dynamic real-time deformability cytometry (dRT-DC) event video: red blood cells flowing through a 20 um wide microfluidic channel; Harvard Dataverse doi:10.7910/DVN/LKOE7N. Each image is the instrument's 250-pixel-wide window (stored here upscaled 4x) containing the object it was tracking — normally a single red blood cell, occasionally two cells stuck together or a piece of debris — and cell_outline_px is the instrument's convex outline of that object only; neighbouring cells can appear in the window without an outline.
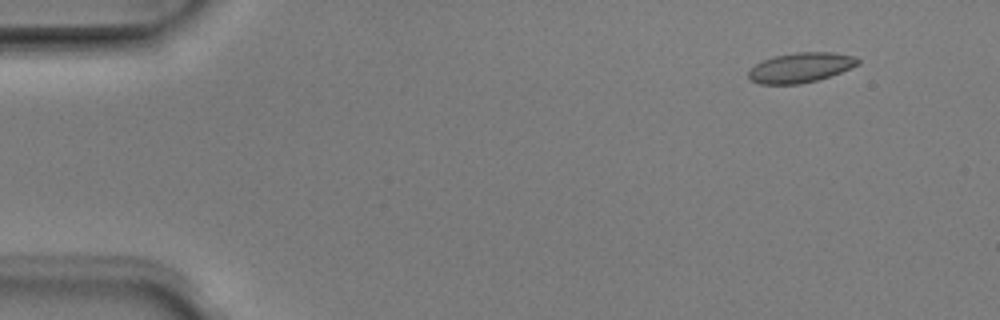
{"species": "Egyptian fruit bat (a non-hibernating species)", "species_latin": "Rousettus aegyptiacus", "temperature_condition": "room temperature", "stored_images_in_passage": 6, "segment_of_instrument_passage": [2, 2], "camera_frame_rate_fps": 3000, "um_per_image_px": 0.085, "animal": {"sex": "male"}, "frame": {"image": 1, "passage_image": 6, "time_ms": 1.667, "image_size_px": [1000, 320], "cell_outline_px": [[860, 64], [840, 72], [816, 80], [800, 84], [760, 84], [752, 80], [748, 76], [748, 72], [756, 64], [764, 60], [776, 56], [796, 52], [832, 52], [856, 56], [860, 60]], "centroid_in_image_um": [68.08, 5.74], "position_along_channel_um": 16.9, "area_um2": 18.84}}